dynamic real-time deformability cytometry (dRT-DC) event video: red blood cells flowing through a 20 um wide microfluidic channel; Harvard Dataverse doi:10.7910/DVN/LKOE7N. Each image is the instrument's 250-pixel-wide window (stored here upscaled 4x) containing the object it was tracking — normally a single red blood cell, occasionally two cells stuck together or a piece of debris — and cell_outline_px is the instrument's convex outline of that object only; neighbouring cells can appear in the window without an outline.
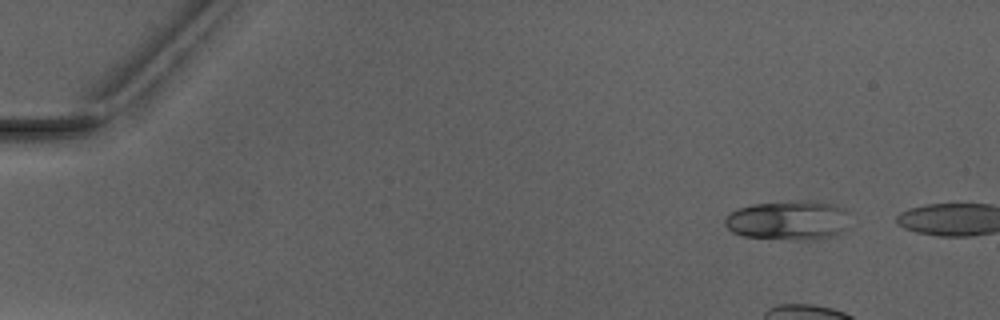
{"species": "Egyptian fruit bat (a non-hibernating species)", "species_latin": "Rousettus aegyptiacus", "temperature_condition": "warm", "stored_images_in_passage": 3, "camera_frame_rate_fps": 3000, "um_per_image_px": 0.085, "animal": {"sex": "male"}, "frame": {"image": 1, "passage_image": 2, "time_ms": 1.333, "image_size_px": [1000, 320], "cell_outline_px": [[848, 228], [832, 236], [792, 240], [744, 236], [732, 232], [724, 224], [724, 220], [732, 212], [740, 208], [752, 204], [808, 200], [832, 204], [848, 208]], "centroid_in_image_um": [67.05, 18.72], "position_along_channel_um": 18.0, "area_um2": 28.55}}